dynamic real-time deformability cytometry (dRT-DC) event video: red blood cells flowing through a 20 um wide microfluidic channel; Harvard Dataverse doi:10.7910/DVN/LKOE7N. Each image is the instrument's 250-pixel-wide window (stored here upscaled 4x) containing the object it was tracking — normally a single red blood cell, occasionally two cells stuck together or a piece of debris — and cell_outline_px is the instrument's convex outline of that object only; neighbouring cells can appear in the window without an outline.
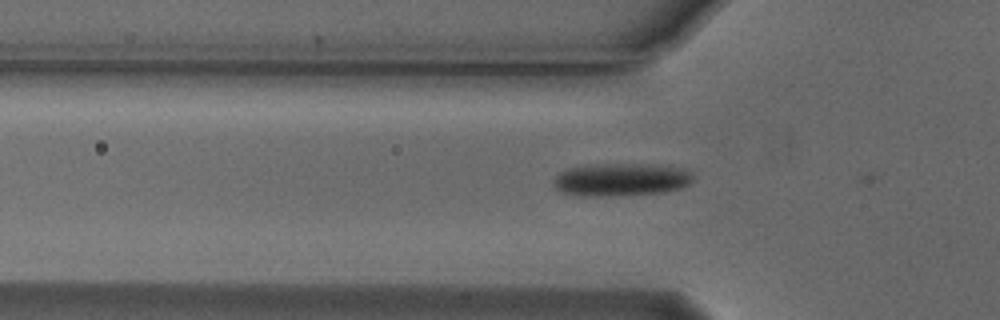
{"species": "Egyptian fruit bat (a non-hibernating species)", "species_latin": "Rousettus aegyptiacus", "temperature_condition": "cold", "stored_images_in_passage": 27, "camera_frame_rate_fps": 3000, "um_per_image_px": 0.085, "animal": {"sex": "male"}, "frame": {"image": 1, "passage_image": 4, "time_ms": 1.0, "image_size_px": [1000, 320], "cell_outline_px": [[692, 180], [688, 184], [680, 188], [664, 192], [612, 196], [580, 196], [560, 192], [552, 184], [556, 176], [560, 172], [568, 168], [588, 164], [668, 164], [688, 168], [692, 172]], "centroid_in_image_um": [52.82, 15.25], "position_along_channel_um": 73.0, "area_um2": 27.34}}
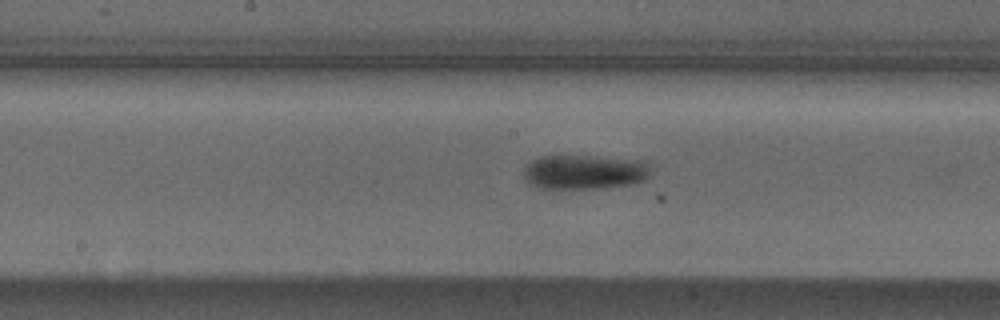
{"frame": {"image": 2, "passage_image": 14, "time_ms": 4.333, "image_size_px": [1000, 320], "cell_outline_px": [[648, 176], [644, 180], [636, 184], [596, 188], [536, 188], [528, 184], [524, 180], [524, 168], [532, 160], [540, 156], [592, 156], [648, 160]], "centroid_in_image_um": [49.67, 14.62], "position_along_channel_um": 198.5, "area_um2": 25.78}}
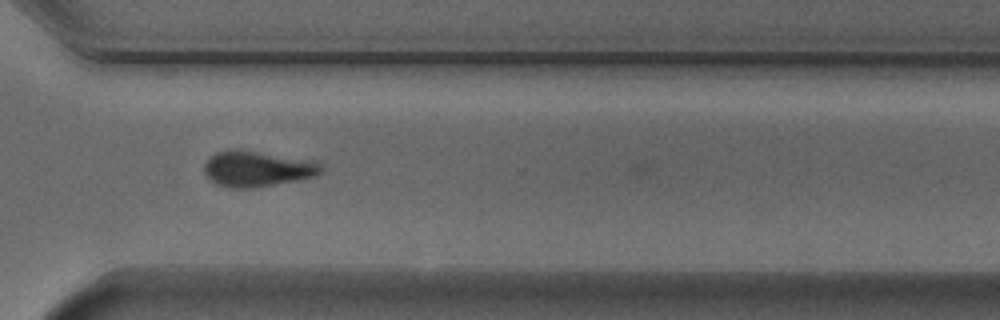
{"frame": {"image": 3, "passage_image": 26, "time_ms": 8.333, "image_size_px": [1000, 320], "cell_outline_px": [[324, 168], [316, 176], [296, 180], [252, 188], [228, 188], [216, 184], [204, 172], [204, 164], [208, 156], [216, 152], [228, 148], [236, 148], [316, 160], [324, 164]], "centroid_in_image_um": [21.87, 14.31], "position_along_channel_um": 348.7, "area_um2": 24.85}}